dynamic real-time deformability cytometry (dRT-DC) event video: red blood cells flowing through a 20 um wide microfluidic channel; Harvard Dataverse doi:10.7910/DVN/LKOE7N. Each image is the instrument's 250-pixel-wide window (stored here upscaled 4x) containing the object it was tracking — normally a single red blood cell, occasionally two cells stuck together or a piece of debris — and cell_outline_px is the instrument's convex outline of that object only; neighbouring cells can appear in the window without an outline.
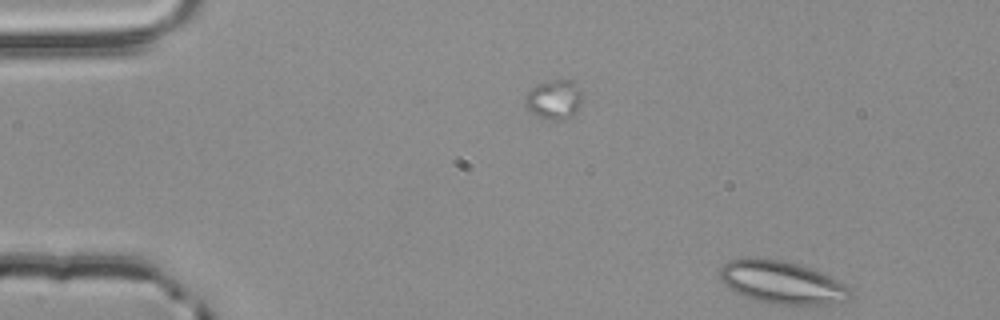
{"species": "common noctule bat (a hibernating species)", "species_latin": "Nyctalus noctula", "temperature_condition": "room temperature", "stored_images_in_passage": 15, "segment_of_instrument_passage": [2, 2], "camera_frame_rate_fps": 3000, "um_per_image_px": 0.085, "animal": {"sex": "male", "body_mass_g": 20.4}, "frame": {"image": 1, "passage_image": 15, "time_ms": 4.667, "image_size_px": [1000, 320], "cell_outline_px": [[852, 296], [848, 300], [828, 304], [772, 304], [756, 300], [744, 296], [736, 292], [724, 284], [720, 280], [720, 264], [728, 260], [748, 256], [780, 260], [800, 264], [820, 272], [828, 276], [848, 288]], "centroid_in_image_um": [66.38, 23.98], "position_along_channel_um": 18.6, "area_um2": 32.43}}